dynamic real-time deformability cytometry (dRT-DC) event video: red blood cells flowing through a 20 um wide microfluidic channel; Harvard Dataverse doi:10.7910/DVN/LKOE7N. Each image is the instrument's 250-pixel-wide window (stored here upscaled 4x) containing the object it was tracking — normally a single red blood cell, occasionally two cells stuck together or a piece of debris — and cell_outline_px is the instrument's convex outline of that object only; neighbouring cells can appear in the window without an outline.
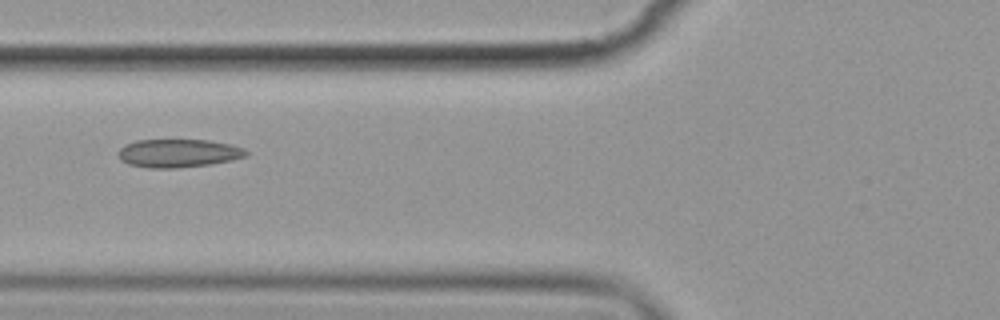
{"species": "common noctule bat (a hibernating species)", "species_latin": "Nyctalus noctula", "temperature_condition": "cold", "stored_images_in_passage": 8, "camera_frame_rate_fps": 3000, "um_per_image_px": 0.085, "animal": {"sex": "female", "body_mass_g": 19.9}, "frame": {"image": 1, "passage_image": 6, "time_ms": 7.0, "image_size_px": [1000, 320], "cell_outline_px": [[248, 156], [232, 160], [212, 164], [176, 168], [148, 168], [128, 164], [120, 160], [116, 152], [124, 144], [136, 140], [208, 140], [228, 144], [244, 148], [248, 152]], "centroid_in_image_um": [15.13, 13.03], "position_along_channel_um": 110.7, "area_um2": 21.27}}
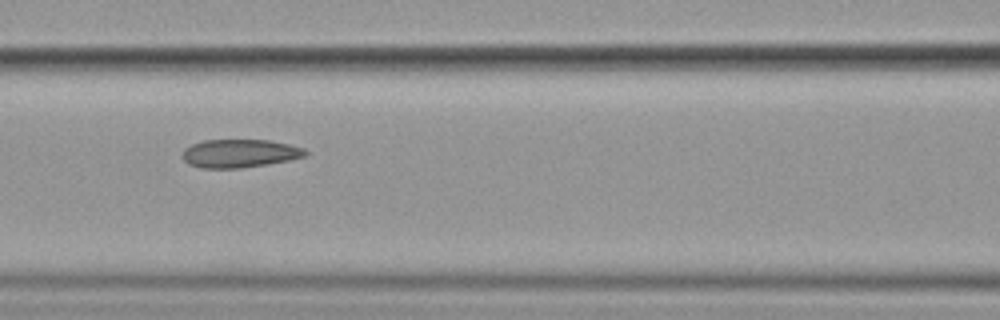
{"frame": {"image": 2, "passage_image": 7, "time_ms": 8.0, "image_size_px": [1000, 320], "cell_outline_px": [[308, 156], [268, 164], [240, 168], [200, 168], [188, 164], [184, 160], [184, 148], [192, 144], [204, 140], [268, 140], [288, 144], [304, 148], [308, 152]], "centroid_in_image_um": [20.39, 13.04], "position_along_channel_um": 146.2, "area_um2": 20.23}}
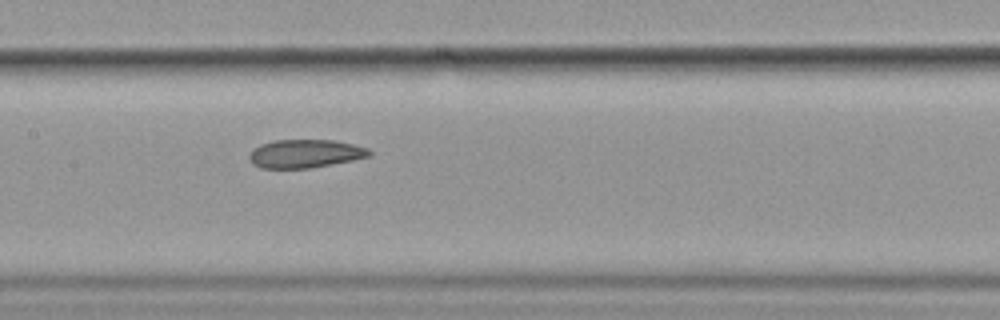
{"frame": {"image": 3, "passage_image": 8, "time_ms": 9.0, "image_size_px": [1000, 320], "cell_outline_px": [[372, 156], [312, 168], [260, 168], [252, 164], [248, 156], [252, 148], [260, 144], [272, 140], [332, 140], [352, 144], [368, 148], [372, 152]], "centroid_in_image_um": [25.91, 13.06], "position_along_channel_um": 181.5, "area_um2": 20.0}}